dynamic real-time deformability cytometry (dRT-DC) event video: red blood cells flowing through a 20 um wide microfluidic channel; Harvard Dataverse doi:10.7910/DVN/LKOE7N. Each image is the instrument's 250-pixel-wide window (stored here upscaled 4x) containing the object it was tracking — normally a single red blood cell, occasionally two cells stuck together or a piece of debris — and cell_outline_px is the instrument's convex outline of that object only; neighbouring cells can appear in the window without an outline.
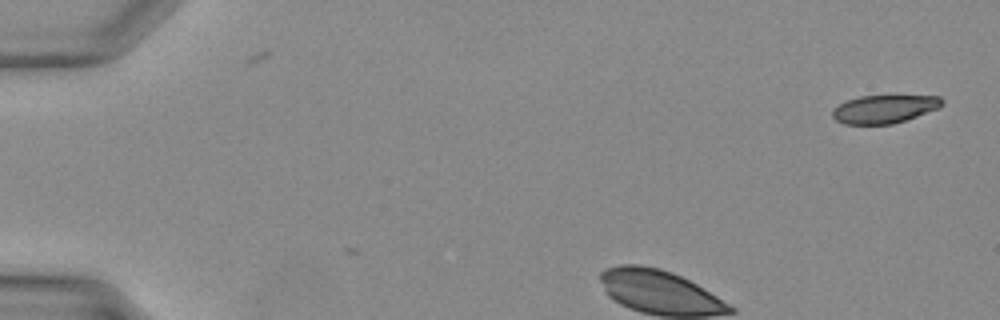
{"species": "Egyptian fruit bat (a non-hibernating species)", "species_latin": "Rousettus aegyptiacus", "temperature_condition": "warm", "stored_images_in_passage": 2, "camera_frame_rate_fps": 3000, "um_per_image_px": 0.085, "animal": {"sex": "female"}, "frame": {"image": 1, "passage_image": 2, "time_ms": 0.333, "image_size_px": [1000, 320], "cell_outline_px": [[944, 104], [940, 108], [892, 124], [844, 124], [836, 120], [832, 116], [832, 108], [848, 100], [860, 96], [940, 96], [944, 100]], "centroid_in_image_um": [75.18, 9.26], "position_along_channel_um": 9.8, "area_um2": 17.92}}